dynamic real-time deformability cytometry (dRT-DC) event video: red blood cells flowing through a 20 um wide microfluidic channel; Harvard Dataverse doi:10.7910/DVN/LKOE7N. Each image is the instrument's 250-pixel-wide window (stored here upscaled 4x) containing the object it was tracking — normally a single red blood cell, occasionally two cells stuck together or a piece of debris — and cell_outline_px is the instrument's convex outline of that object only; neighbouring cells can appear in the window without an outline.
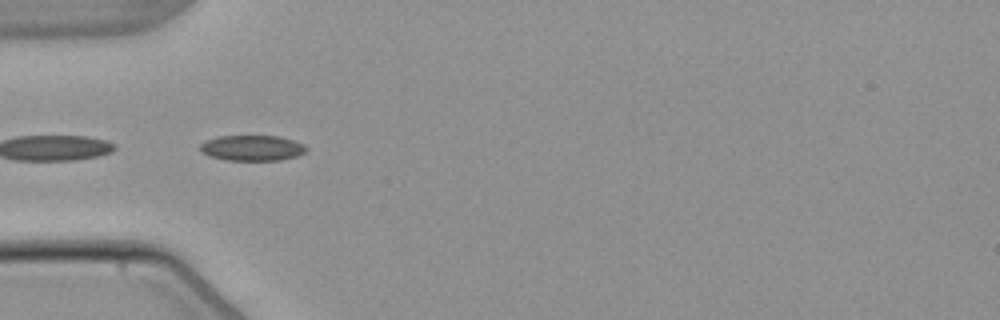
{"species": "common noctule bat (a hibernating species)", "species_latin": "Nyctalus noctula", "temperature_condition": "warm", "stored_images_in_passage": 5, "camera_frame_rate_fps": 3000, "um_per_image_px": 0.085, "animal": {"sex": "male", "body_mass_g": 21.5, "forearm_length_mm": 52.0}, "frame": {"image": 1, "passage_image": 4, "time_ms": 3.667, "image_size_px": [1000, 320], "cell_outline_px": [[308, 148], [304, 152], [296, 156], [280, 160], [228, 160], [208, 156], [200, 148], [200, 144], [208, 140], [220, 136], [280, 136], [304, 144]], "centroid_in_image_um": [21.46, 12.58], "position_along_channel_um": 63.5, "area_um2": 15.61}}